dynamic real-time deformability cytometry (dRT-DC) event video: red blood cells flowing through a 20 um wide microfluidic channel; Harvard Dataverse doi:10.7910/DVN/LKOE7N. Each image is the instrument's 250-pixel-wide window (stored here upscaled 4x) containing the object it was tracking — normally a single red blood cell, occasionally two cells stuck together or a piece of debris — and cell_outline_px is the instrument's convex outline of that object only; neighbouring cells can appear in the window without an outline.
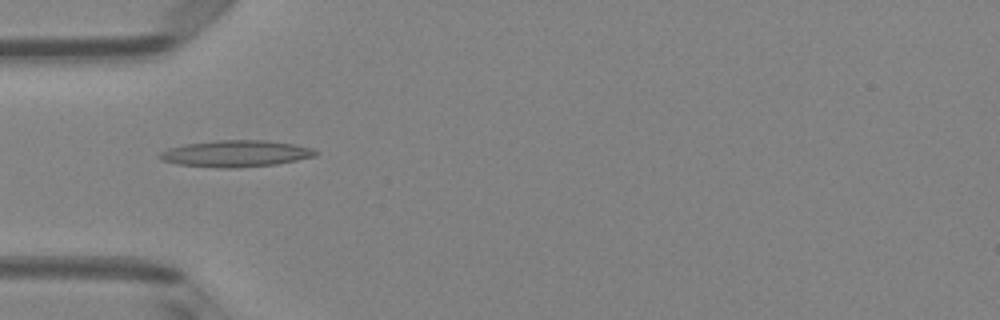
{"species": "Egyptian fruit bat (a non-hibernating species)", "species_latin": "Rousettus aegyptiacus", "temperature_condition": "room temperature", "stored_images_in_passage": 35, "camera_frame_rate_fps": 3000, "um_per_image_px": 0.085, "animal": {"sex": "female"}, "frame": {"image": 1, "passage_image": 1, "time_ms": 0.0, "image_size_px": [1000, 320], "cell_outline_px": [[316, 156], [276, 164], [236, 168], [220, 168], [176, 164], [160, 160], [156, 156], [160, 152], [168, 148], [184, 144], [216, 140], [264, 140], [292, 144], [312, 148], [316, 152]], "centroid_in_image_um": [19.96, 13.06], "position_along_channel_um": 65.0, "area_um2": 24.16}}
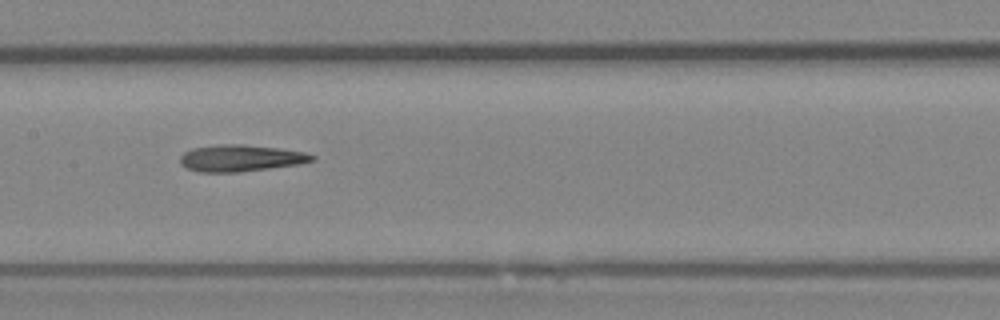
{"frame": {"image": 2, "passage_image": 10, "time_ms": 3.0, "image_size_px": [1000, 320], "cell_outline_px": [[316, 160], [300, 164], [236, 172], [200, 172], [188, 168], [180, 164], [180, 156], [184, 152], [192, 148], [224, 144], [240, 144], [276, 148], [304, 152], [316, 156]], "centroid_in_image_um": [20.46, 13.44], "position_along_channel_um": 186.9, "area_um2": 20.29}}
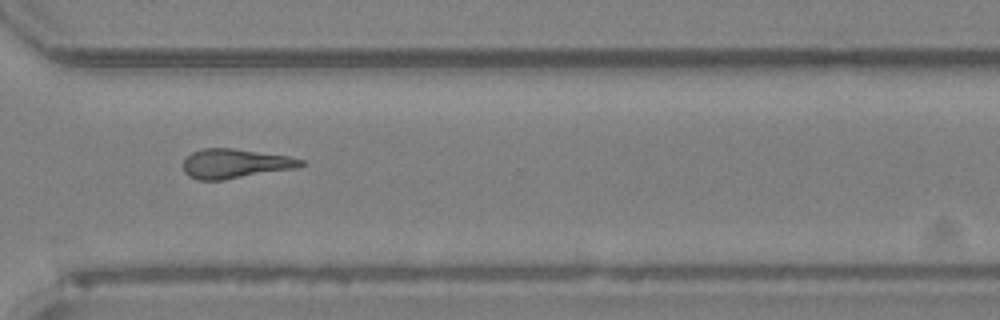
{"frame": {"image": 3, "passage_image": 22, "time_ms": 7.0, "image_size_px": [1000, 320], "cell_outline_px": [[304, 164], [296, 168], [224, 180], [200, 180], [188, 176], [184, 172], [184, 160], [192, 152], [204, 148], [232, 148], [288, 156], [304, 160]], "centroid_in_image_um": [19.97, 13.91], "position_along_channel_um": 350.6, "area_um2": 20.06}, "authors_computed_cell_mechanics": {"area_um2": 19.941, "velocity_mm_per_s": 4.09, "shape_relaxation_time_tau1_ms": null, "shape_relaxation_time_tau2_ms": 10.7752, "deformation_change_tau1": null, "deformation_change_tau2": 0.3095}}